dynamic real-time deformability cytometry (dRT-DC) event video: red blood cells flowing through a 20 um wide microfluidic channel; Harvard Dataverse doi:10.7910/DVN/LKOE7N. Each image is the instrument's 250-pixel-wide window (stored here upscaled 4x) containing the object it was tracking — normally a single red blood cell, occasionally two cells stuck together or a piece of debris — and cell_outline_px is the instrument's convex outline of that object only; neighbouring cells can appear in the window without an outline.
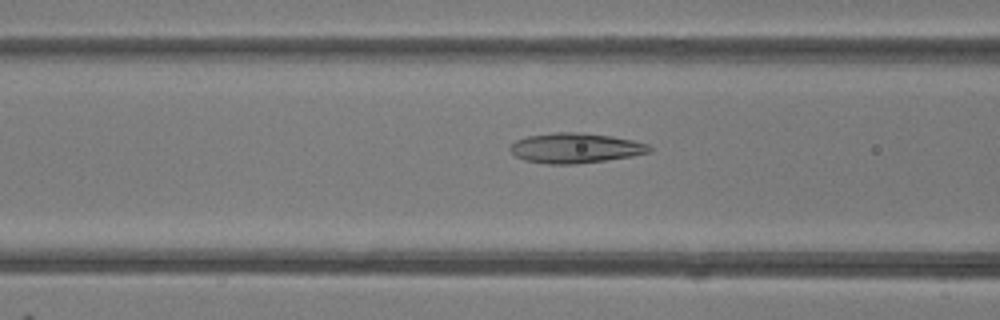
{"species": "common noctule bat (a hibernating species)", "species_latin": "Nyctalus noctula", "temperature_condition": "room temperature", "stored_images_in_passage": 49, "camera_frame_rate_fps": 3000, "um_per_image_px": 0.085, "animal": {"sex": "female"}, "frame": {"image": 1, "passage_image": 19, "time_ms": 6.0, "image_size_px": [1000, 320], "cell_outline_px": [[652, 152], [632, 156], [576, 164], [548, 164], [524, 160], [516, 156], [508, 148], [516, 140], [528, 136], [552, 132], [576, 132], [612, 136], [632, 140], [648, 144], [652, 148]], "centroid_in_image_um": [48.91, 12.58], "position_along_channel_um": 117.7, "area_um2": 24.33}}
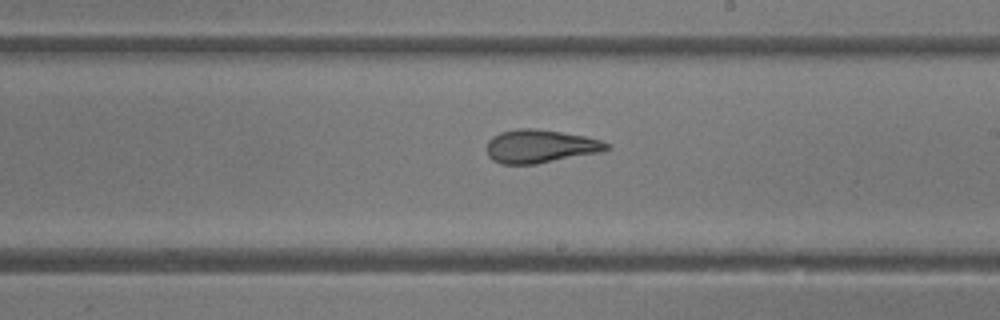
{"frame": {"image": 2, "passage_image": 28, "time_ms": 9.0, "image_size_px": [1000, 320], "cell_outline_px": [[612, 148], [600, 152], [536, 164], [500, 164], [492, 160], [488, 156], [488, 140], [492, 136], [500, 132], [516, 128], [532, 128], [560, 132], [584, 136], [600, 140], [608, 144]], "centroid_in_image_um": [45.89, 12.44], "position_along_channel_um": 243.1, "area_um2": 23.18}}
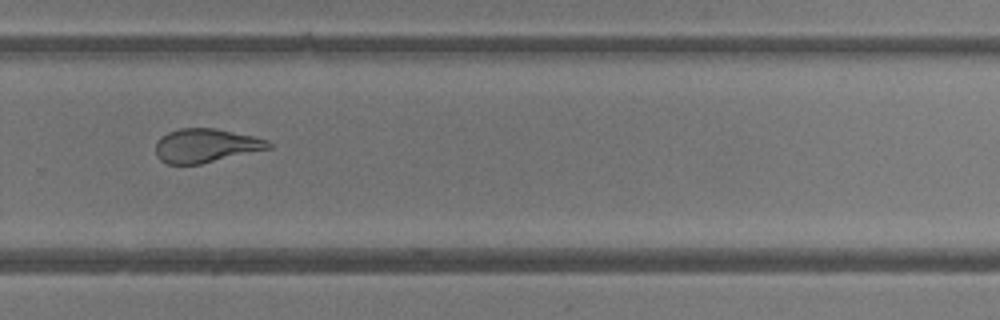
{"frame": {"image": 3, "passage_image": 33, "time_ms": 10.667, "image_size_px": [1000, 320], "cell_outline_px": [[272, 148], [200, 164], [168, 164], [160, 160], [156, 156], [156, 140], [160, 136], [168, 132], [180, 128], [216, 128], [256, 136], [268, 140], [272, 144]], "centroid_in_image_um": [17.5, 12.36], "position_along_channel_um": 312.3, "area_um2": 22.48}, "authors_computed_cell_mechanics": {"area_um2": 25.432, "velocity_mm_per_s": 4.1854, "shape_relaxation_time_tau1_ms": 6.016, "shape_relaxation_time_tau2_ms": 1.4864, "deformation_change_tau1": 0.2076, "deformation_change_tau2": 0.0765}}